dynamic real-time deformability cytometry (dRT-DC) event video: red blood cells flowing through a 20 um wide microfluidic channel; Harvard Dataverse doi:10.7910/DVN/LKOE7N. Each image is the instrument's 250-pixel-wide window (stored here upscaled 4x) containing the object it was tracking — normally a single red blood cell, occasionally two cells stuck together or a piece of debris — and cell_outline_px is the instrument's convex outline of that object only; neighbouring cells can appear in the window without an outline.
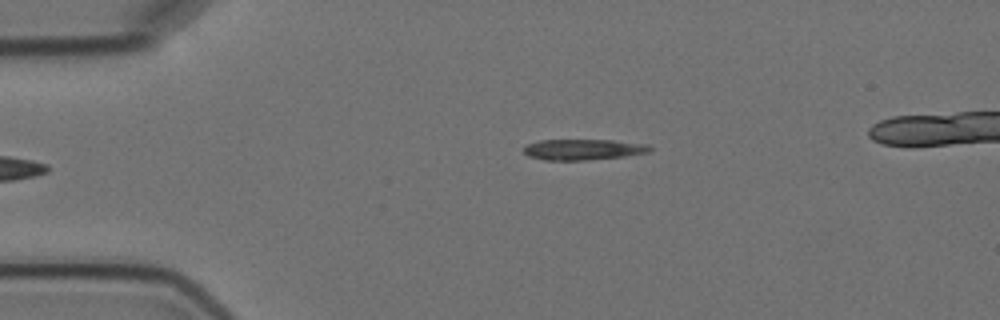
{"species": "Egyptian fruit bat (a non-hibernating species)", "species_latin": "Rousettus aegyptiacus", "temperature_condition": "cold", "stored_images_in_passage": 5, "camera_frame_rate_fps": 3000, "um_per_image_px": 0.085, "animal": {"sex": "female"}, "frame": {"image": 1, "passage_image": 5, "time_ms": 4.667, "image_size_px": [1000, 320], "cell_outline_px": [[652, 148], [648, 152], [624, 156], [588, 160], [544, 160], [528, 156], [524, 152], [524, 148], [528, 144], [540, 140], [612, 140], [648, 144]], "centroid_in_image_um": [49.57, 12.71], "position_along_channel_um": 35.4, "area_um2": 15.2}}